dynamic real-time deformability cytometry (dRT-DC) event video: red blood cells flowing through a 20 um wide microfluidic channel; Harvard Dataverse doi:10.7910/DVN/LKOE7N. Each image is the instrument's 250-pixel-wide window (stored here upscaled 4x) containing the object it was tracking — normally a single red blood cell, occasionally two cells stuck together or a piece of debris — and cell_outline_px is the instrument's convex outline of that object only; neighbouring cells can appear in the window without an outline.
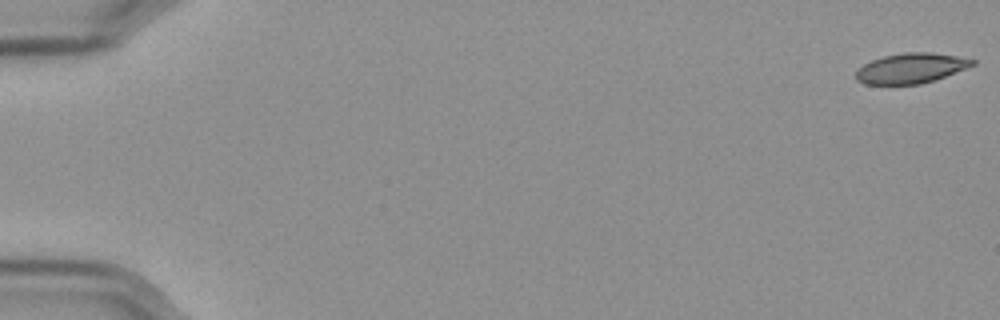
{"species": "Egyptian fruit bat (a non-hibernating species)", "species_latin": "Rousettus aegyptiacus", "temperature_condition": "cold", "stored_images_in_passage": 58, "camera_frame_rate_fps": 3000, "um_per_image_px": 0.085, "frame": {"image": 1, "passage_image": 1, "time_ms": 0.0, "image_size_px": [1000, 320], "cell_outline_px": [[976, 64], [936, 80], [920, 84], [864, 84], [856, 80], [856, 68], [872, 60], [884, 56], [904, 52], [932, 52], [956, 56], [976, 60]], "centroid_in_image_um": [77.42, 5.8], "position_along_channel_um": 7.6, "area_um2": 20.52}}
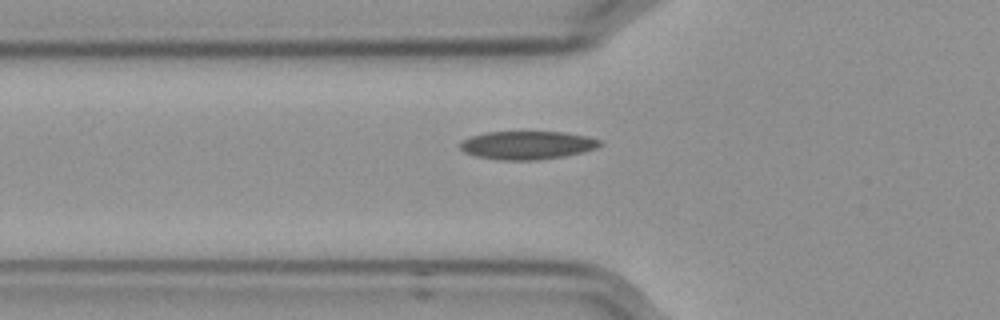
{"frame": {"image": 2, "passage_image": 21, "time_ms": 6.667, "image_size_px": [1000, 320], "cell_outline_px": [[604, 144], [596, 148], [564, 156], [536, 160], [504, 160], [476, 156], [464, 152], [460, 148], [460, 144], [464, 140], [472, 136], [488, 132], [564, 132], [588, 136], [600, 140]], "centroid_in_image_um": [44.85, 12.34], "position_along_channel_um": 81.0, "area_um2": 22.83}}
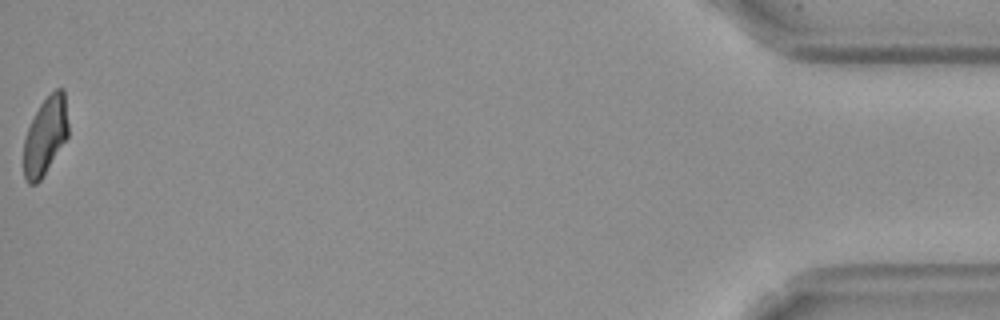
{"frame": {"image": 3, "passage_image": 58, "time_ms": 19.0, "image_size_px": [1000, 320], "cell_outline_px": [[68, 136], [40, 180], [36, 184], [28, 184], [24, 176], [24, 140], [28, 128], [40, 104], [56, 88], [64, 88], [68, 124]], "centroid_in_image_um": [3.86, 11.54], "position_along_channel_um": 431.3, "area_um2": 19.88}, "authors_computed_cell_mechanics": {"area_um2": 21.8773, "velocity_mm_per_s": 3.5712, "shape_relaxation_time_tau1_ms": null, "shape_relaxation_time_tau2_ms": 6.099, "deformation_change_tau1": null, "deformation_change_tau2": 0.0976}}